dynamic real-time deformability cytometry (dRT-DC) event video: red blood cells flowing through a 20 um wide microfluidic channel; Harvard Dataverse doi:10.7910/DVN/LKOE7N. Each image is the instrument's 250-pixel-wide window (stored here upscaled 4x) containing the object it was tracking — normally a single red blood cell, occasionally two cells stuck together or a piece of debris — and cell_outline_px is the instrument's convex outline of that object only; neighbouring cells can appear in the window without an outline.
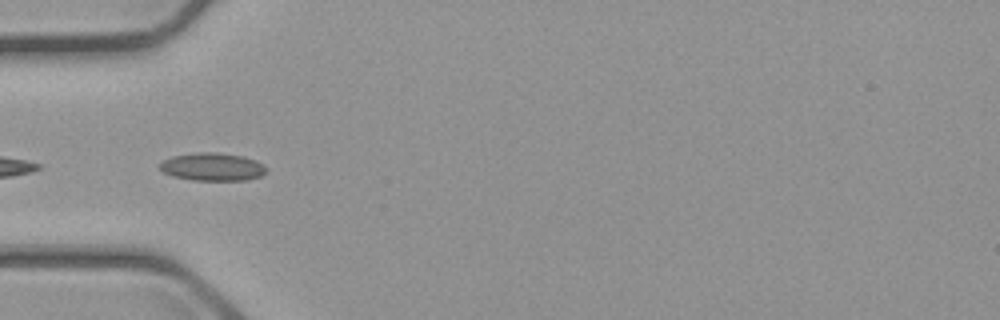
{"species": "common noctule bat (a hibernating species)", "species_latin": "Nyctalus noctula", "temperature_condition": "cold", "stored_images_in_passage": 11, "camera_frame_rate_fps": 3000, "um_per_image_px": 0.085, "animal": {"sex": "male", "body_mass_g": 23.1, "forearm_length_mm": 52.7}, "frame": {"image": 1, "passage_image": 7, "time_ms": 2.0, "image_size_px": [1000, 320], "cell_outline_px": [[268, 172], [260, 176], [244, 180], [192, 180], [172, 176], [164, 172], [160, 168], [160, 164], [164, 160], [172, 156], [196, 152], [216, 152], [244, 156], [256, 160], [264, 164], [268, 168]], "centroid_in_image_um": [18.1, 14.17], "position_along_channel_um": 66.9, "area_um2": 17.46}}